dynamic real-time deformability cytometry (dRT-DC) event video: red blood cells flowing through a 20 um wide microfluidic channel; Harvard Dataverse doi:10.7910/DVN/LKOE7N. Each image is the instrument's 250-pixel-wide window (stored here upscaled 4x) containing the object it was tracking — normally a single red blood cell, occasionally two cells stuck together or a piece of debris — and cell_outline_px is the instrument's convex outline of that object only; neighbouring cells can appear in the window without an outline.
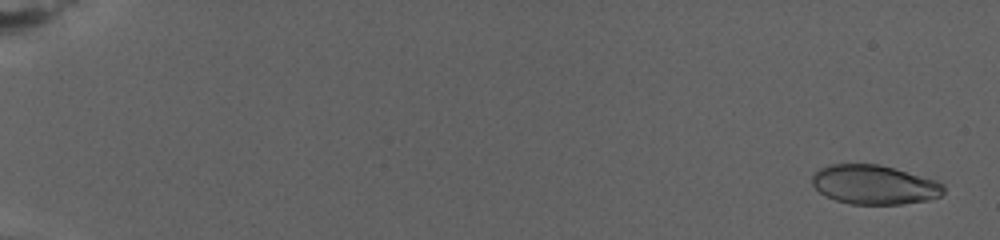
{"species": "human", "species_latin": "Homo sapiens", "temperature_condition": "warm", "stored_images_in_passage": 36, "camera_frame_rate_fps": 3000, "um_per_image_px": 0.085, "donor": {"sex": "female"}, "frame": {"image": 1, "passage_image": 1, "time_ms": 0.0, "image_size_px": [1000, 240], "cell_outline_px": [[944, 192], [940, 196], [928, 200], [900, 204], [852, 204], [836, 200], [824, 196], [812, 184], [812, 176], [820, 168], [828, 164], [880, 164], [936, 180], [944, 184]], "centroid_in_image_um": [74.31, 15.69], "position_along_channel_um": 10.7, "area_um2": 30.11}}
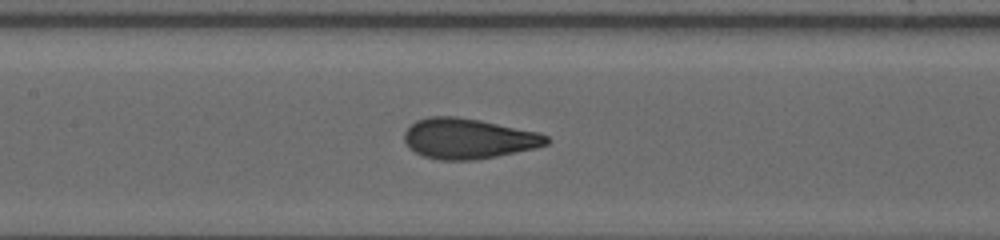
{"frame": {"image": 2, "passage_image": 16, "time_ms": 13.333, "image_size_px": [1000, 240], "cell_outline_px": [[552, 140], [548, 144], [536, 148], [496, 156], [472, 160], [440, 160], [424, 156], [408, 148], [404, 140], [404, 132], [416, 120], [428, 116], [456, 116], [480, 120], [540, 132], [548, 136]], "centroid_in_image_um": [39.82, 11.77], "position_along_channel_um": 167.6, "area_um2": 33.64}}
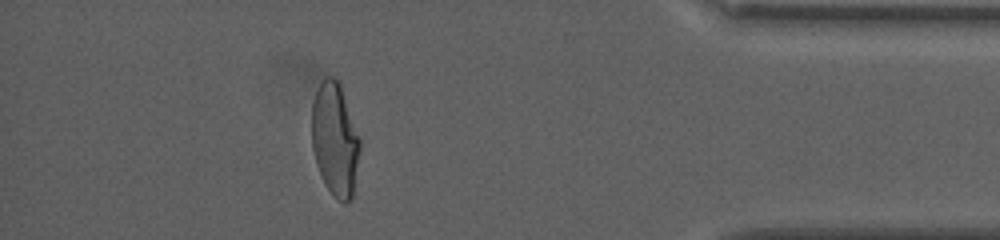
{"frame": {"image": 3, "passage_image": 32, "time_ms": 23.667, "image_size_px": [1000, 240], "cell_outline_px": [[360, 148], [352, 200], [348, 204], [344, 204], [324, 184], [316, 164], [312, 148], [312, 104], [316, 92], [324, 76], [332, 76], [340, 84], [360, 136]], "centroid_in_image_um": [28.48, 11.86], "position_along_channel_um": 406.7, "area_um2": 31.79}, "authors_computed_cell_mechanics": {"area_um2": 32.4258, "velocity_mm_per_s": 2.6413, "shape_relaxation_time_tau1_ms": 8.0208, "shape_relaxation_time_tau2_ms": null, "deformation_change_tau1": 0.2312, "deformation_change_tau2": null}}